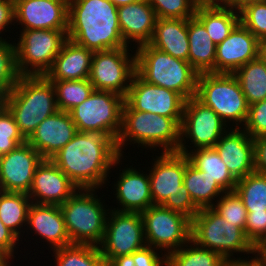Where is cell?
Instances as JSON below:
<instances>
[{
  "label": "cell",
  "mask_w": 266,
  "mask_h": 266,
  "mask_svg": "<svg viewBox=\"0 0 266 266\" xmlns=\"http://www.w3.org/2000/svg\"><path fill=\"white\" fill-rule=\"evenodd\" d=\"M141 215L147 246L168 255L191 239V219L180 212L162 205H152L142 211Z\"/></svg>",
  "instance_id": "7c38bea8"
},
{
  "label": "cell",
  "mask_w": 266,
  "mask_h": 266,
  "mask_svg": "<svg viewBox=\"0 0 266 266\" xmlns=\"http://www.w3.org/2000/svg\"><path fill=\"white\" fill-rule=\"evenodd\" d=\"M244 233L258 250L266 242V211L248 212Z\"/></svg>",
  "instance_id": "7bdbcfd3"
},
{
  "label": "cell",
  "mask_w": 266,
  "mask_h": 266,
  "mask_svg": "<svg viewBox=\"0 0 266 266\" xmlns=\"http://www.w3.org/2000/svg\"><path fill=\"white\" fill-rule=\"evenodd\" d=\"M131 48L124 47L93 53L89 81L95 90L127 95L136 73V57ZM130 49V50H129Z\"/></svg>",
  "instance_id": "4fadbf2b"
},
{
  "label": "cell",
  "mask_w": 266,
  "mask_h": 266,
  "mask_svg": "<svg viewBox=\"0 0 266 266\" xmlns=\"http://www.w3.org/2000/svg\"><path fill=\"white\" fill-rule=\"evenodd\" d=\"M69 0H23L14 5L21 30H68Z\"/></svg>",
  "instance_id": "ac0fdd59"
},
{
  "label": "cell",
  "mask_w": 266,
  "mask_h": 266,
  "mask_svg": "<svg viewBox=\"0 0 266 266\" xmlns=\"http://www.w3.org/2000/svg\"><path fill=\"white\" fill-rule=\"evenodd\" d=\"M106 222L103 241L99 245L107 265L113 258L130 255L146 246L144 224L140 212L112 210Z\"/></svg>",
  "instance_id": "5bb4252c"
},
{
  "label": "cell",
  "mask_w": 266,
  "mask_h": 266,
  "mask_svg": "<svg viewBox=\"0 0 266 266\" xmlns=\"http://www.w3.org/2000/svg\"><path fill=\"white\" fill-rule=\"evenodd\" d=\"M184 189L189 193L192 201L199 209L211 208L225 192L213 179L206 175L205 172L195 168L189 162L187 156Z\"/></svg>",
  "instance_id": "f546056e"
},
{
  "label": "cell",
  "mask_w": 266,
  "mask_h": 266,
  "mask_svg": "<svg viewBox=\"0 0 266 266\" xmlns=\"http://www.w3.org/2000/svg\"><path fill=\"white\" fill-rule=\"evenodd\" d=\"M31 203L26 193L0 191V219L19 239L26 231L28 209Z\"/></svg>",
  "instance_id": "1f68e13d"
},
{
  "label": "cell",
  "mask_w": 266,
  "mask_h": 266,
  "mask_svg": "<svg viewBox=\"0 0 266 266\" xmlns=\"http://www.w3.org/2000/svg\"><path fill=\"white\" fill-rule=\"evenodd\" d=\"M76 133V126L69 112L58 110L37 126L27 142L43 159H51Z\"/></svg>",
  "instance_id": "cb8c5ba5"
},
{
  "label": "cell",
  "mask_w": 266,
  "mask_h": 266,
  "mask_svg": "<svg viewBox=\"0 0 266 266\" xmlns=\"http://www.w3.org/2000/svg\"><path fill=\"white\" fill-rule=\"evenodd\" d=\"M258 57V39L239 23L230 35L216 45L215 73L233 74Z\"/></svg>",
  "instance_id": "44dd1931"
},
{
  "label": "cell",
  "mask_w": 266,
  "mask_h": 266,
  "mask_svg": "<svg viewBox=\"0 0 266 266\" xmlns=\"http://www.w3.org/2000/svg\"><path fill=\"white\" fill-rule=\"evenodd\" d=\"M233 75L249 105L266 99V62L257 57L241 66Z\"/></svg>",
  "instance_id": "d6a6232c"
},
{
  "label": "cell",
  "mask_w": 266,
  "mask_h": 266,
  "mask_svg": "<svg viewBox=\"0 0 266 266\" xmlns=\"http://www.w3.org/2000/svg\"><path fill=\"white\" fill-rule=\"evenodd\" d=\"M159 155L153 158L148 170L153 205H162L184 188L186 155L178 152H161Z\"/></svg>",
  "instance_id": "e0dca14e"
},
{
  "label": "cell",
  "mask_w": 266,
  "mask_h": 266,
  "mask_svg": "<svg viewBox=\"0 0 266 266\" xmlns=\"http://www.w3.org/2000/svg\"><path fill=\"white\" fill-rule=\"evenodd\" d=\"M4 105L26 140L44 119L58 111L54 86L45 75L20 76L7 92Z\"/></svg>",
  "instance_id": "3957f363"
},
{
  "label": "cell",
  "mask_w": 266,
  "mask_h": 266,
  "mask_svg": "<svg viewBox=\"0 0 266 266\" xmlns=\"http://www.w3.org/2000/svg\"><path fill=\"white\" fill-rule=\"evenodd\" d=\"M191 240L203 248L217 252L224 260L243 259L242 254H247L246 258H249V255L257 253L244 231L227 222L212 208L200 209L191 220ZM234 253H237V258L233 257Z\"/></svg>",
  "instance_id": "52a82bcc"
},
{
  "label": "cell",
  "mask_w": 266,
  "mask_h": 266,
  "mask_svg": "<svg viewBox=\"0 0 266 266\" xmlns=\"http://www.w3.org/2000/svg\"><path fill=\"white\" fill-rule=\"evenodd\" d=\"M132 257L135 266H167V255L151 246L133 252Z\"/></svg>",
  "instance_id": "bcb514c9"
},
{
  "label": "cell",
  "mask_w": 266,
  "mask_h": 266,
  "mask_svg": "<svg viewBox=\"0 0 266 266\" xmlns=\"http://www.w3.org/2000/svg\"><path fill=\"white\" fill-rule=\"evenodd\" d=\"M211 208L227 222L245 230L248 212L235 190L224 192Z\"/></svg>",
  "instance_id": "74e56055"
},
{
  "label": "cell",
  "mask_w": 266,
  "mask_h": 266,
  "mask_svg": "<svg viewBox=\"0 0 266 266\" xmlns=\"http://www.w3.org/2000/svg\"><path fill=\"white\" fill-rule=\"evenodd\" d=\"M119 173L117 181L113 184L117 208L119 212H142L153 205L150 192L149 174L140 171L135 166L126 165ZM129 166V167H128ZM143 172V173H142ZM145 173V174H144Z\"/></svg>",
  "instance_id": "7402d4cb"
},
{
  "label": "cell",
  "mask_w": 266,
  "mask_h": 266,
  "mask_svg": "<svg viewBox=\"0 0 266 266\" xmlns=\"http://www.w3.org/2000/svg\"><path fill=\"white\" fill-rule=\"evenodd\" d=\"M52 252L55 266H106L99 246L71 244Z\"/></svg>",
  "instance_id": "e575fe53"
},
{
  "label": "cell",
  "mask_w": 266,
  "mask_h": 266,
  "mask_svg": "<svg viewBox=\"0 0 266 266\" xmlns=\"http://www.w3.org/2000/svg\"><path fill=\"white\" fill-rule=\"evenodd\" d=\"M77 190L78 187L50 159H43L36 167L28 197L32 203L60 206Z\"/></svg>",
  "instance_id": "d6986e66"
},
{
  "label": "cell",
  "mask_w": 266,
  "mask_h": 266,
  "mask_svg": "<svg viewBox=\"0 0 266 266\" xmlns=\"http://www.w3.org/2000/svg\"><path fill=\"white\" fill-rule=\"evenodd\" d=\"M136 73L146 82L173 90L185 100L195 97L199 73L188 61L174 58L150 44L136 47Z\"/></svg>",
  "instance_id": "5b68a950"
},
{
  "label": "cell",
  "mask_w": 266,
  "mask_h": 266,
  "mask_svg": "<svg viewBox=\"0 0 266 266\" xmlns=\"http://www.w3.org/2000/svg\"><path fill=\"white\" fill-rule=\"evenodd\" d=\"M228 129L212 108L205 106L196 97L189 98L184 105L178 153L186 155L196 149L213 148ZM189 140L192 147L186 145Z\"/></svg>",
  "instance_id": "8fae6325"
},
{
  "label": "cell",
  "mask_w": 266,
  "mask_h": 266,
  "mask_svg": "<svg viewBox=\"0 0 266 266\" xmlns=\"http://www.w3.org/2000/svg\"><path fill=\"white\" fill-rule=\"evenodd\" d=\"M11 258L0 248V266H10Z\"/></svg>",
  "instance_id": "11a10c76"
},
{
  "label": "cell",
  "mask_w": 266,
  "mask_h": 266,
  "mask_svg": "<svg viewBox=\"0 0 266 266\" xmlns=\"http://www.w3.org/2000/svg\"><path fill=\"white\" fill-rule=\"evenodd\" d=\"M7 92L0 86V106L4 105Z\"/></svg>",
  "instance_id": "91938a15"
},
{
  "label": "cell",
  "mask_w": 266,
  "mask_h": 266,
  "mask_svg": "<svg viewBox=\"0 0 266 266\" xmlns=\"http://www.w3.org/2000/svg\"><path fill=\"white\" fill-rule=\"evenodd\" d=\"M194 16L204 25L216 45L227 38L240 23L239 10L220 4L197 5Z\"/></svg>",
  "instance_id": "f1b7e54d"
},
{
  "label": "cell",
  "mask_w": 266,
  "mask_h": 266,
  "mask_svg": "<svg viewBox=\"0 0 266 266\" xmlns=\"http://www.w3.org/2000/svg\"><path fill=\"white\" fill-rule=\"evenodd\" d=\"M195 97L205 106L212 108L228 127H244L249 104L233 74L200 73Z\"/></svg>",
  "instance_id": "ba28073f"
},
{
  "label": "cell",
  "mask_w": 266,
  "mask_h": 266,
  "mask_svg": "<svg viewBox=\"0 0 266 266\" xmlns=\"http://www.w3.org/2000/svg\"><path fill=\"white\" fill-rule=\"evenodd\" d=\"M257 253L261 256L263 263L266 265V242L257 250Z\"/></svg>",
  "instance_id": "6f0895ef"
},
{
  "label": "cell",
  "mask_w": 266,
  "mask_h": 266,
  "mask_svg": "<svg viewBox=\"0 0 266 266\" xmlns=\"http://www.w3.org/2000/svg\"><path fill=\"white\" fill-rule=\"evenodd\" d=\"M252 258V259H251ZM263 260L261 256L256 253L254 257L250 258H243V259H231V260H224L222 266H262Z\"/></svg>",
  "instance_id": "f907efd6"
},
{
  "label": "cell",
  "mask_w": 266,
  "mask_h": 266,
  "mask_svg": "<svg viewBox=\"0 0 266 266\" xmlns=\"http://www.w3.org/2000/svg\"><path fill=\"white\" fill-rule=\"evenodd\" d=\"M117 12L121 37L127 46L135 42L133 47H139L150 42L157 17L148 0L120 6Z\"/></svg>",
  "instance_id": "d4e9b609"
},
{
  "label": "cell",
  "mask_w": 266,
  "mask_h": 266,
  "mask_svg": "<svg viewBox=\"0 0 266 266\" xmlns=\"http://www.w3.org/2000/svg\"><path fill=\"white\" fill-rule=\"evenodd\" d=\"M67 39L93 52L129 47L110 0H69Z\"/></svg>",
  "instance_id": "7a4b0ae2"
},
{
  "label": "cell",
  "mask_w": 266,
  "mask_h": 266,
  "mask_svg": "<svg viewBox=\"0 0 266 266\" xmlns=\"http://www.w3.org/2000/svg\"><path fill=\"white\" fill-rule=\"evenodd\" d=\"M185 101L179 93L150 84L137 73L133 76L125 97V102L133 110L173 118L180 126Z\"/></svg>",
  "instance_id": "9a60e30c"
},
{
  "label": "cell",
  "mask_w": 266,
  "mask_h": 266,
  "mask_svg": "<svg viewBox=\"0 0 266 266\" xmlns=\"http://www.w3.org/2000/svg\"><path fill=\"white\" fill-rule=\"evenodd\" d=\"M188 62L200 73H215L216 44L204 25L194 16L188 19Z\"/></svg>",
  "instance_id": "83f0119b"
},
{
  "label": "cell",
  "mask_w": 266,
  "mask_h": 266,
  "mask_svg": "<svg viewBox=\"0 0 266 266\" xmlns=\"http://www.w3.org/2000/svg\"><path fill=\"white\" fill-rule=\"evenodd\" d=\"M258 57L266 62V38L258 40Z\"/></svg>",
  "instance_id": "db71d44e"
},
{
  "label": "cell",
  "mask_w": 266,
  "mask_h": 266,
  "mask_svg": "<svg viewBox=\"0 0 266 266\" xmlns=\"http://www.w3.org/2000/svg\"><path fill=\"white\" fill-rule=\"evenodd\" d=\"M214 148L236 180L255 172L254 141L243 128H229Z\"/></svg>",
  "instance_id": "ffe728a7"
},
{
  "label": "cell",
  "mask_w": 266,
  "mask_h": 266,
  "mask_svg": "<svg viewBox=\"0 0 266 266\" xmlns=\"http://www.w3.org/2000/svg\"><path fill=\"white\" fill-rule=\"evenodd\" d=\"M116 141L104 130L77 132L50 160L78 187L104 188L114 166L122 165ZM104 186V187H103Z\"/></svg>",
  "instance_id": "6da1fadb"
},
{
  "label": "cell",
  "mask_w": 266,
  "mask_h": 266,
  "mask_svg": "<svg viewBox=\"0 0 266 266\" xmlns=\"http://www.w3.org/2000/svg\"><path fill=\"white\" fill-rule=\"evenodd\" d=\"M157 18L190 19L197 8L193 0H148Z\"/></svg>",
  "instance_id": "b9f144b4"
},
{
  "label": "cell",
  "mask_w": 266,
  "mask_h": 266,
  "mask_svg": "<svg viewBox=\"0 0 266 266\" xmlns=\"http://www.w3.org/2000/svg\"><path fill=\"white\" fill-rule=\"evenodd\" d=\"M95 191L78 189L60 205L71 244L99 246L103 241L110 209Z\"/></svg>",
  "instance_id": "8992f818"
},
{
  "label": "cell",
  "mask_w": 266,
  "mask_h": 266,
  "mask_svg": "<svg viewBox=\"0 0 266 266\" xmlns=\"http://www.w3.org/2000/svg\"><path fill=\"white\" fill-rule=\"evenodd\" d=\"M93 53L67 39L45 76L49 80L89 79Z\"/></svg>",
  "instance_id": "484cf974"
},
{
  "label": "cell",
  "mask_w": 266,
  "mask_h": 266,
  "mask_svg": "<svg viewBox=\"0 0 266 266\" xmlns=\"http://www.w3.org/2000/svg\"><path fill=\"white\" fill-rule=\"evenodd\" d=\"M14 5L19 3L20 1H23V0H10Z\"/></svg>",
  "instance_id": "94428289"
},
{
  "label": "cell",
  "mask_w": 266,
  "mask_h": 266,
  "mask_svg": "<svg viewBox=\"0 0 266 266\" xmlns=\"http://www.w3.org/2000/svg\"><path fill=\"white\" fill-rule=\"evenodd\" d=\"M26 142L11 112L5 105L0 106V156Z\"/></svg>",
  "instance_id": "ab89813d"
},
{
  "label": "cell",
  "mask_w": 266,
  "mask_h": 266,
  "mask_svg": "<svg viewBox=\"0 0 266 266\" xmlns=\"http://www.w3.org/2000/svg\"><path fill=\"white\" fill-rule=\"evenodd\" d=\"M255 171L266 175V136L254 138Z\"/></svg>",
  "instance_id": "681fc988"
},
{
  "label": "cell",
  "mask_w": 266,
  "mask_h": 266,
  "mask_svg": "<svg viewBox=\"0 0 266 266\" xmlns=\"http://www.w3.org/2000/svg\"><path fill=\"white\" fill-rule=\"evenodd\" d=\"M148 44L174 58L188 61V19L157 18Z\"/></svg>",
  "instance_id": "4316f807"
},
{
  "label": "cell",
  "mask_w": 266,
  "mask_h": 266,
  "mask_svg": "<svg viewBox=\"0 0 266 266\" xmlns=\"http://www.w3.org/2000/svg\"><path fill=\"white\" fill-rule=\"evenodd\" d=\"M0 39V86L9 92L18 82L20 74L16 66L15 39Z\"/></svg>",
  "instance_id": "f35d334b"
},
{
  "label": "cell",
  "mask_w": 266,
  "mask_h": 266,
  "mask_svg": "<svg viewBox=\"0 0 266 266\" xmlns=\"http://www.w3.org/2000/svg\"><path fill=\"white\" fill-rule=\"evenodd\" d=\"M240 23L260 40L266 38V1L258 0L239 9Z\"/></svg>",
  "instance_id": "60d3db41"
},
{
  "label": "cell",
  "mask_w": 266,
  "mask_h": 266,
  "mask_svg": "<svg viewBox=\"0 0 266 266\" xmlns=\"http://www.w3.org/2000/svg\"><path fill=\"white\" fill-rule=\"evenodd\" d=\"M106 266H135L132 254L113 258Z\"/></svg>",
  "instance_id": "816d5d0a"
},
{
  "label": "cell",
  "mask_w": 266,
  "mask_h": 266,
  "mask_svg": "<svg viewBox=\"0 0 266 266\" xmlns=\"http://www.w3.org/2000/svg\"><path fill=\"white\" fill-rule=\"evenodd\" d=\"M186 156L195 168L205 172L225 192L235 190L237 180L231 175L214 147L189 151Z\"/></svg>",
  "instance_id": "4dcf8cb0"
},
{
  "label": "cell",
  "mask_w": 266,
  "mask_h": 266,
  "mask_svg": "<svg viewBox=\"0 0 266 266\" xmlns=\"http://www.w3.org/2000/svg\"><path fill=\"white\" fill-rule=\"evenodd\" d=\"M243 129L253 139L266 136V99L249 105L248 118Z\"/></svg>",
  "instance_id": "ee69618b"
},
{
  "label": "cell",
  "mask_w": 266,
  "mask_h": 266,
  "mask_svg": "<svg viewBox=\"0 0 266 266\" xmlns=\"http://www.w3.org/2000/svg\"><path fill=\"white\" fill-rule=\"evenodd\" d=\"M196 5H214L218 4L219 0H193Z\"/></svg>",
  "instance_id": "680465c9"
},
{
  "label": "cell",
  "mask_w": 266,
  "mask_h": 266,
  "mask_svg": "<svg viewBox=\"0 0 266 266\" xmlns=\"http://www.w3.org/2000/svg\"><path fill=\"white\" fill-rule=\"evenodd\" d=\"M13 23V24H12ZM15 24L14 4L10 0H0V39L3 38V33L10 31L6 30L9 25ZM5 30V32H3Z\"/></svg>",
  "instance_id": "c3c4849f"
},
{
  "label": "cell",
  "mask_w": 266,
  "mask_h": 266,
  "mask_svg": "<svg viewBox=\"0 0 266 266\" xmlns=\"http://www.w3.org/2000/svg\"><path fill=\"white\" fill-rule=\"evenodd\" d=\"M16 47V66L20 76L46 75L63 43L67 30H20Z\"/></svg>",
  "instance_id": "9c48e42d"
},
{
  "label": "cell",
  "mask_w": 266,
  "mask_h": 266,
  "mask_svg": "<svg viewBox=\"0 0 266 266\" xmlns=\"http://www.w3.org/2000/svg\"><path fill=\"white\" fill-rule=\"evenodd\" d=\"M117 8L127 4H133L140 0H110Z\"/></svg>",
  "instance_id": "9f6ffc18"
},
{
  "label": "cell",
  "mask_w": 266,
  "mask_h": 266,
  "mask_svg": "<svg viewBox=\"0 0 266 266\" xmlns=\"http://www.w3.org/2000/svg\"><path fill=\"white\" fill-rule=\"evenodd\" d=\"M254 1H258V0H219L218 4L226 6V7H231L232 9L239 10L245 4H248Z\"/></svg>",
  "instance_id": "f5cc1de1"
},
{
  "label": "cell",
  "mask_w": 266,
  "mask_h": 266,
  "mask_svg": "<svg viewBox=\"0 0 266 266\" xmlns=\"http://www.w3.org/2000/svg\"><path fill=\"white\" fill-rule=\"evenodd\" d=\"M125 98L111 91L94 90L69 111L77 132L104 130L117 141L122 129Z\"/></svg>",
  "instance_id": "30bf717a"
},
{
  "label": "cell",
  "mask_w": 266,
  "mask_h": 266,
  "mask_svg": "<svg viewBox=\"0 0 266 266\" xmlns=\"http://www.w3.org/2000/svg\"><path fill=\"white\" fill-rule=\"evenodd\" d=\"M22 242L10 229H8L0 219V248L11 258L14 259L16 246Z\"/></svg>",
  "instance_id": "7dc6e473"
},
{
  "label": "cell",
  "mask_w": 266,
  "mask_h": 266,
  "mask_svg": "<svg viewBox=\"0 0 266 266\" xmlns=\"http://www.w3.org/2000/svg\"><path fill=\"white\" fill-rule=\"evenodd\" d=\"M55 89L58 110L69 112L95 90L89 79L50 80Z\"/></svg>",
  "instance_id": "8d00e7d4"
},
{
  "label": "cell",
  "mask_w": 266,
  "mask_h": 266,
  "mask_svg": "<svg viewBox=\"0 0 266 266\" xmlns=\"http://www.w3.org/2000/svg\"><path fill=\"white\" fill-rule=\"evenodd\" d=\"M162 206L167 209L180 212L189 217L191 220L200 210L194 204L189 193L184 188L176 194V197L168 198Z\"/></svg>",
  "instance_id": "f6af8a7d"
},
{
  "label": "cell",
  "mask_w": 266,
  "mask_h": 266,
  "mask_svg": "<svg viewBox=\"0 0 266 266\" xmlns=\"http://www.w3.org/2000/svg\"><path fill=\"white\" fill-rule=\"evenodd\" d=\"M28 229L37 237L39 235V239L41 238L43 243L46 242L52 251L71 245L59 205L31 203L28 209L26 227V232L30 235Z\"/></svg>",
  "instance_id": "603a6c76"
},
{
  "label": "cell",
  "mask_w": 266,
  "mask_h": 266,
  "mask_svg": "<svg viewBox=\"0 0 266 266\" xmlns=\"http://www.w3.org/2000/svg\"><path fill=\"white\" fill-rule=\"evenodd\" d=\"M129 144L147 150L155 151L158 147L162 152H178L180 125L170 117L133 110L125 102L122 129L116 141L120 156L124 155L123 149Z\"/></svg>",
  "instance_id": "277c9868"
},
{
  "label": "cell",
  "mask_w": 266,
  "mask_h": 266,
  "mask_svg": "<svg viewBox=\"0 0 266 266\" xmlns=\"http://www.w3.org/2000/svg\"><path fill=\"white\" fill-rule=\"evenodd\" d=\"M43 161L28 142L0 156V191L28 194L36 167Z\"/></svg>",
  "instance_id": "2e32d148"
},
{
  "label": "cell",
  "mask_w": 266,
  "mask_h": 266,
  "mask_svg": "<svg viewBox=\"0 0 266 266\" xmlns=\"http://www.w3.org/2000/svg\"><path fill=\"white\" fill-rule=\"evenodd\" d=\"M236 193L241 197L247 212L266 211V175L253 172L237 180Z\"/></svg>",
  "instance_id": "d590c367"
},
{
  "label": "cell",
  "mask_w": 266,
  "mask_h": 266,
  "mask_svg": "<svg viewBox=\"0 0 266 266\" xmlns=\"http://www.w3.org/2000/svg\"><path fill=\"white\" fill-rule=\"evenodd\" d=\"M223 261L217 252L203 248L191 239L167 255V266H222Z\"/></svg>",
  "instance_id": "836d02e7"
}]
</instances>
